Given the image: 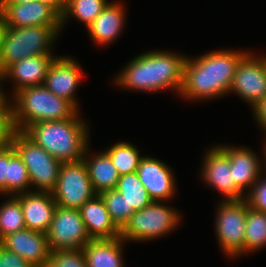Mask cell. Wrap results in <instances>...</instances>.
Returning a JSON list of instances; mask_svg holds the SVG:
<instances>
[{
	"label": "cell",
	"instance_id": "f546056e",
	"mask_svg": "<svg viewBox=\"0 0 266 267\" xmlns=\"http://www.w3.org/2000/svg\"><path fill=\"white\" fill-rule=\"evenodd\" d=\"M105 202L112 221L121 230L135 210H128V203L124 195L117 190H106L99 194Z\"/></svg>",
	"mask_w": 266,
	"mask_h": 267
},
{
	"label": "cell",
	"instance_id": "8992f818",
	"mask_svg": "<svg viewBox=\"0 0 266 267\" xmlns=\"http://www.w3.org/2000/svg\"><path fill=\"white\" fill-rule=\"evenodd\" d=\"M158 201L135 211L120 230V237L129 241H148L168 234L180 221L179 212Z\"/></svg>",
	"mask_w": 266,
	"mask_h": 267
},
{
	"label": "cell",
	"instance_id": "ffe728a7",
	"mask_svg": "<svg viewBox=\"0 0 266 267\" xmlns=\"http://www.w3.org/2000/svg\"><path fill=\"white\" fill-rule=\"evenodd\" d=\"M219 146L228 154L235 185L242 192L247 188L251 190L262 172V166L256 154L251 149L243 147Z\"/></svg>",
	"mask_w": 266,
	"mask_h": 267
},
{
	"label": "cell",
	"instance_id": "8fae6325",
	"mask_svg": "<svg viewBox=\"0 0 266 267\" xmlns=\"http://www.w3.org/2000/svg\"><path fill=\"white\" fill-rule=\"evenodd\" d=\"M230 92L237 93L252 108L266 97V56L248 53L238 64Z\"/></svg>",
	"mask_w": 266,
	"mask_h": 267
},
{
	"label": "cell",
	"instance_id": "7c38bea8",
	"mask_svg": "<svg viewBox=\"0 0 266 267\" xmlns=\"http://www.w3.org/2000/svg\"><path fill=\"white\" fill-rule=\"evenodd\" d=\"M7 27L61 26V15L50 5L35 0L26 3H0Z\"/></svg>",
	"mask_w": 266,
	"mask_h": 267
},
{
	"label": "cell",
	"instance_id": "cb8c5ba5",
	"mask_svg": "<svg viewBox=\"0 0 266 267\" xmlns=\"http://www.w3.org/2000/svg\"><path fill=\"white\" fill-rule=\"evenodd\" d=\"M115 190L124 195L128 210L138 211L152 202L137 172L121 175Z\"/></svg>",
	"mask_w": 266,
	"mask_h": 267
},
{
	"label": "cell",
	"instance_id": "5bb4252c",
	"mask_svg": "<svg viewBox=\"0 0 266 267\" xmlns=\"http://www.w3.org/2000/svg\"><path fill=\"white\" fill-rule=\"evenodd\" d=\"M6 249L18 254L32 267H42L50 259L47 233L28 228L6 235L0 240Z\"/></svg>",
	"mask_w": 266,
	"mask_h": 267
},
{
	"label": "cell",
	"instance_id": "e575fe53",
	"mask_svg": "<svg viewBox=\"0 0 266 267\" xmlns=\"http://www.w3.org/2000/svg\"><path fill=\"white\" fill-rule=\"evenodd\" d=\"M0 193L8 195V146L0 149Z\"/></svg>",
	"mask_w": 266,
	"mask_h": 267
},
{
	"label": "cell",
	"instance_id": "83f0119b",
	"mask_svg": "<svg viewBox=\"0 0 266 267\" xmlns=\"http://www.w3.org/2000/svg\"><path fill=\"white\" fill-rule=\"evenodd\" d=\"M104 152L110 157L120 176L137 172L143 157L140 156L137 147L125 142L116 143Z\"/></svg>",
	"mask_w": 266,
	"mask_h": 267
},
{
	"label": "cell",
	"instance_id": "ab89813d",
	"mask_svg": "<svg viewBox=\"0 0 266 267\" xmlns=\"http://www.w3.org/2000/svg\"><path fill=\"white\" fill-rule=\"evenodd\" d=\"M42 267H58L51 259H49Z\"/></svg>",
	"mask_w": 266,
	"mask_h": 267
},
{
	"label": "cell",
	"instance_id": "9c48e42d",
	"mask_svg": "<svg viewBox=\"0 0 266 267\" xmlns=\"http://www.w3.org/2000/svg\"><path fill=\"white\" fill-rule=\"evenodd\" d=\"M218 207L215 231L222 250L230 257L244 254L246 199L224 200Z\"/></svg>",
	"mask_w": 266,
	"mask_h": 267
},
{
	"label": "cell",
	"instance_id": "d590c367",
	"mask_svg": "<svg viewBox=\"0 0 266 267\" xmlns=\"http://www.w3.org/2000/svg\"><path fill=\"white\" fill-rule=\"evenodd\" d=\"M253 115L260 127L266 130V97L253 107Z\"/></svg>",
	"mask_w": 266,
	"mask_h": 267
},
{
	"label": "cell",
	"instance_id": "8d00e7d4",
	"mask_svg": "<svg viewBox=\"0 0 266 267\" xmlns=\"http://www.w3.org/2000/svg\"><path fill=\"white\" fill-rule=\"evenodd\" d=\"M53 7L60 15L63 14L66 7V0H38Z\"/></svg>",
	"mask_w": 266,
	"mask_h": 267
},
{
	"label": "cell",
	"instance_id": "277c9868",
	"mask_svg": "<svg viewBox=\"0 0 266 267\" xmlns=\"http://www.w3.org/2000/svg\"><path fill=\"white\" fill-rule=\"evenodd\" d=\"M13 96L11 110L17 131H24L32 123L72 118L79 112L70 101L56 96L43 84L24 87Z\"/></svg>",
	"mask_w": 266,
	"mask_h": 267
},
{
	"label": "cell",
	"instance_id": "7402d4cb",
	"mask_svg": "<svg viewBox=\"0 0 266 267\" xmlns=\"http://www.w3.org/2000/svg\"><path fill=\"white\" fill-rule=\"evenodd\" d=\"M121 237L90 240L84 250L87 267H123Z\"/></svg>",
	"mask_w": 266,
	"mask_h": 267
},
{
	"label": "cell",
	"instance_id": "ba28073f",
	"mask_svg": "<svg viewBox=\"0 0 266 267\" xmlns=\"http://www.w3.org/2000/svg\"><path fill=\"white\" fill-rule=\"evenodd\" d=\"M51 193L58 206L73 209H80L97 195L83 160L62 163L57 184Z\"/></svg>",
	"mask_w": 266,
	"mask_h": 267
},
{
	"label": "cell",
	"instance_id": "6da1fadb",
	"mask_svg": "<svg viewBox=\"0 0 266 267\" xmlns=\"http://www.w3.org/2000/svg\"><path fill=\"white\" fill-rule=\"evenodd\" d=\"M248 53L219 50L196 59L186 58L180 95L186 99H212L230 91L240 61Z\"/></svg>",
	"mask_w": 266,
	"mask_h": 267
},
{
	"label": "cell",
	"instance_id": "60d3db41",
	"mask_svg": "<svg viewBox=\"0 0 266 267\" xmlns=\"http://www.w3.org/2000/svg\"><path fill=\"white\" fill-rule=\"evenodd\" d=\"M1 84V83H0ZM7 99L5 93L2 91V89L0 88V103L4 100Z\"/></svg>",
	"mask_w": 266,
	"mask_h": 267
},
{
	"label": "cell",
	"instance_id": "d6986e66",
	"mask_svg": "<svg viewBox=\"0 0 266 267\" xmlns=\"http://www.w3.org/2000/svg\"><path fill=\"white\" fill-rule=\"evenodd\" d=\"M91 240L120 237V229L112 221L102 197L97 194L79 209Z\"/></svg>",
	"mask_w": 266,
	"mask_h": 267
},
{
	"label": "cell",
	"instance_id": "603a6c76",
	"mask_svg": "<svg viewBox=\"0 0 266 267\" xmlns=\"http://www.w3.org/2000/svg\"><path fill=\"white\" fill-rule=\"evenodd\" d=\"M88 150L87 147L83 156V161L88 168L90 181L95 192L100 194L106 190L115 189L120 175L110 157L103 151L93 158H89L86 157Z\"/></svg>",
	"mask_w": 266,
	"mask_h": 267
},
{
	"label": "cell",
	"instance_id": "44dd1931",
	"mask_svg": "<svg viewBox=\"0 0 266 267\" xmlns=\"http://www.w3.org/2000/svg\"><path fill=\"white\" fill-rule=\"evenodd\" d=\"M124 12L119 2L109 3L87 27L92 39L100 45L110 44L122 31Z\"/></svg>",
	"mask_w": 266,
	"mask_h": 267
},
{
	"label": "cell",
	"instance_id": "484cf974",
	"mask_svg": "<svg viewBox=\"0 0 266 267\" xmlns=\"http://www.w3.org/2000/svg\"><path fill=\"white\" fill-rule=\"evenodd\" d=\"M109 3L106 0H66V7L61 15V27L70 15L88 27Z\"/></svg>",
	"mask_w": 266,
	"mask_h": 267
},
{
	"label": "cell",
	"instance_id": "3957f363",
	"mask_svg": "<svg viewBox=\"0 0 266 267\" xmlns=\"http://www.w3.org/2000/svg\"><path fill=\"white\" fill-rule=\"evenodd\" d=\"M77 113L74 117L60 121L32 123L23 132L62 163L83 160L88 147V127Z\"/></svg>",
	"mask_w": 266,
	"mask_h": 267
},
{
	"label": "cell",
	"instance_id": "74e56055",
	"mask_svg": "<svg viewBox=\"0 0 266 267\" xmlns=\"http://www.w3.org/2000/svg\"><path fill=\"white\" fill-rule=\"evenodd\" d=\"M7 25L5 23L4 17L0 14V57H1V51H2V46L4 43V37L7 31Z\"/></svg>",
	"mask_w": 266,
	"mask_h": 267
},
{
	"label": "cell",
	"instance_id": "ac0fdd59",
	"mask_svg": "<svg viewBox=\"0 0 266 267\" xmlns=\"http://www.w3.org/2000/svg\"><path fill=\"white\" fill-rule=\"evenodd\" d=\"M55 58L52 54L26 57L10 65L0 75V82L8 77L15 80V93L24 87L42 85L45 82L48 68Z\"/></svg>",
	"mask_w": 266,
	"mask_h": 267
},
{
	"label": "cell",
	"instance_id": "d4e9b609",
	"mask_svg": "<svg viewBox=\"0 0 266 267\" xmlns=\"http://www.w3.org/2000/svg\"><path fill=\"white\" fill-rule=\"evenodd\" d=\"M266 246V212L248 205L244 236V252H253Z\"/></svg>",
	"mask_w": 266,
	"mask_h": 267
},
{
	"label": "cell",
	"instance_id": "1f68e13d",
	"mask_svg": "<svg viewBox=\"0 0 266 267\" xmlns=\"http://www.w3.org/2000/svg\"><path fill=\"white\" fill-rule=\"evenodd\" d=\"M4 99L0 103V149L8 146L12 142L14 127L11 104Z\"/></svg>",
	"mask_w": 266,
	"mask_h": 267
},
{
	"label": "cell",
	"instance_id": "f35d334b",
	"mask_svg": "<svg viewBox=\"0 0 266 267\" xmlns=\"http://www.w3.org/2000/svg\"><path fill=\"white\" fill-rule=\"evenodd\" d=\"M35 0H0V3H26L33 2Z\"/></svg>",
	"mask_w": 266,
	"mask_h": 267
},
{
	"label": "cell",
	"instance_id": "4fadbf2b",
	"mask_svg": "<svg viewBox=\"0 0 266 267\" xmlns=\"http://www.w3.org/2000/svg\"><path fill=\"white\" fill-rule=\"evenodd\" d=\"M205 155L201 172L207 184L221 192L225 201L244 199L245 192L243 193L233 181L228 154L220 146H213Z\"/></svg>",
	"mask_w": 266,
	"mask_h": 267
},
{
	"label": "cell",
	"instance_id": "30bf717a",
	"mask_svg": "<svg viewBox=\"0 0 266 267\" xmlns=\"http://www.w3.org/2000/svg\"><path fill=\"white\" fill-rule=\"evenodd\" d=\"M50 251L81 249L91 239L79 209L58 206L47 232Z\"/></svg>",
	"mask_w": 266,
	"mask_h": 267
},
{
	"label": "cell",
	"instance_id": "d6a6232c",
	"mask_svg": "<svg viewBox=\"0 0 266 267\" xmlns=\"http://www.w3.org/2000/svg\"><path fill=\"white\" fill-rule=\"evenodd\" d=\"M259 177L249 193L245 194L248 205L258 211L266 212V177Z\"/></svg>",
	"mask_w": 266,
	"mask_h": 267
},
{
	"label": "cell",
	"instance_id": "2e32d148",
	"mask_svg": "<svg viewBox=\"0 0 266 267\" xmlns=\"http://www.w3.org/2000/svg\"><path fill=\"white\" fill-rule=\"evenodd\" d=\"M81 79L80 66L74 59L56 56L48 68L43 85L56 96L70 101L78 109L74 94Z\"/></svg>",
	"mask_w": 266,
	"mask_h": 267
},
{
	"label": "cell",
	"instance_id": "4316f807",
	"mask_svg": "<svg viewBox=\"0 0 266 267\" xmlns=\"http://www.w3.org/2000/svg\"><path fill=\"white\" fill-rule=\"evenodd\" d=\"M29 186L31 181L28 169L11 143L8 145V194L29 192Z\"/></svg>",
	"mask_w": 266,
	"mask_h": 267
},
{
	"label": "cell",
	"instance_id": "f1b7e54d",
	"mask_svg": "<svg viewBox=\"0 0 266 267\" xmlns=\"http://www.w3.org/2000/svg\"><path fill=\"white\" fill-rule=\"evenodd\" d=\"M25 228L20 201L12 196L0 207V240L8 234Z\"/></svg>",
	"mask_w": 266,
	"mask_h": 267
},
{
	"label": "cell",
	"instance_id": "e0dca14e",
	"mask_svg": "<svg viewBox=\"0 0 266 267\" xmlns=\"http://www.w3.org/2000/svg\"><path fill=\"white\" fill-rule=\"evenodd\" d=\"M15 197L20 201L25 227L47 233L57 207L52 193L31 190Z\"/></svg>",
	"mask_w": 266,
	"mask_h": 267
},
{
	"label": "cell",
	"instance_id": "4dcf8cb0",
	"mask_svg": "<svg viewBox=\"0 0 266 267\" xmlns=\"http://www.w3.org/2000/svg\"><path fill=\"white\" fill-rule=\"evenodd\" d=\"M50 259L58 267H87L85 253L82 248L52 251Z\"/></svg>",
	"mask_w": 266,
	"mask_h": 267
},
{
	"label": "cell",
	"instance_id": "7a4b0ae2",
	"mask_svg": "<svg viewBox=\"0 0 266 267\" xmlns=\"http://www.w3.org/2000/svg\"><path fill=\"white\" fill-rule=\"evenodd\" d=\"M187 57L169 51H150L132 59L115 79L126 89L156 92L164 89L180 93Z\"/></svg>",
	"mask_w": 266,
	"mask_h": 267
},
{
	"label": "cell",
	"instance_id": "836d02e7",
	"mask_svg": "<svg viewBox=\"0 0 266 267\" xmlns=\"http://www.w3.org/2000/svg\"><path fill=\"white\" fill-rule=\"evenodd\" d=\"M0 267H32L18 254L11 252L0 244Z\"/></svg>",
	"mask_w": 266,
	"mask_h": 267
},
{
	"label": "cell",
	"instance_id": "52a82bcc",
	"mask_svg": "<svg viewBox=\"0 0 266 267\" xmlns=\"http://www.w3.org/2000/svg\"><path fill=\"white\" fill-rule=\"evenodd\" d=\"M11 143L28 169L31 185H35L38 191L52 192L62 162L52 157L23 131L16 130Z\"/></svg>",
	"mask_w": 266,
	"mask_h": 267
},
{
	"label": "cell",
	"instance_id": "5b68a950",
	"mask_svg": "<svg viewBox=\"0 0 266 267\" xmlns=\"http://www.w3.org/2000/svg\"><path fill=\"white\" fill-rule=\"evenodd\" d=\"M61 26L8 27L0 57V75L13 63L26 57L52 54L51 45Z\"/></svg>",
	"mask_w": 266,
	"mask_h": 267
},
{
	"label": "cell",
	"instance_id": "9a60e30c",
	"mask_svg": "<svg viewBox=\"0 0 266 267\" xmlns=\"http://www.w3.org/2000/svg\"><path fill=\"white\" fill-rule=\"evenodd\" d=\"M139 180L152 201L168 200L175 192L172 170L162 161L153 157H142L137 168Z\"/></svg>",
	"mask_w": 266,
	"mask_h": 267
}]
</instances>
